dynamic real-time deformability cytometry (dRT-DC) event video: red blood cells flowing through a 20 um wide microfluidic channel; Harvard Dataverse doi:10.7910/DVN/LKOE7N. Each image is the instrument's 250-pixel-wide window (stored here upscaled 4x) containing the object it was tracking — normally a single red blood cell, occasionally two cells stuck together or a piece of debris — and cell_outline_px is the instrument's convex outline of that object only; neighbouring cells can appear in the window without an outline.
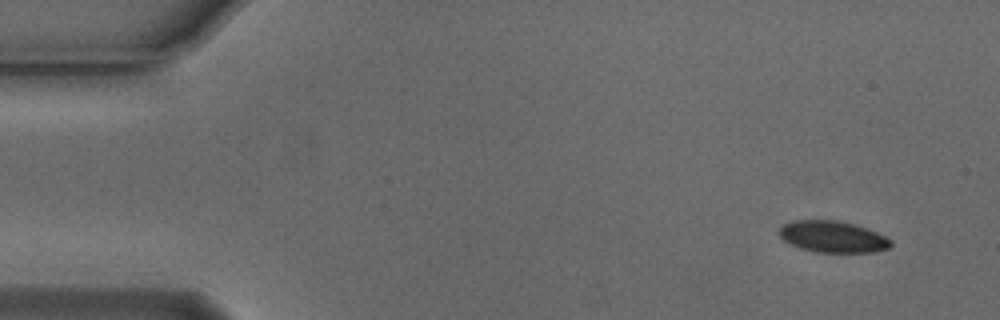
{"species": "Egyptian fruit bat (a non-hibernating species)", "species_latin": "Rousettus aegyptiacus", "temperature_condition": "cold", "stored_images_in_passage": 33, "camera_frame_rate_fps": 3000, "um_per_image_px": 0.085, "animal": {"sex": "male"}, "frame": {"image": 1, "passage_image": 1, "time_ms": 0.0, "image_size_px": [1000, 320], "cell_outline_px": [[892, 244], [888, 248], [872, 252], [816, 252], [800, 248], [788, 244], [780, 236], [780, 228], [784, 224], [792, 220], [840, 220], [856, 224], [876, 232], [892, 240]], "centroid_in_image_um": [70.77, 20.11], "position_along_channel_um": 14.2, "area_um2": 20.52}}
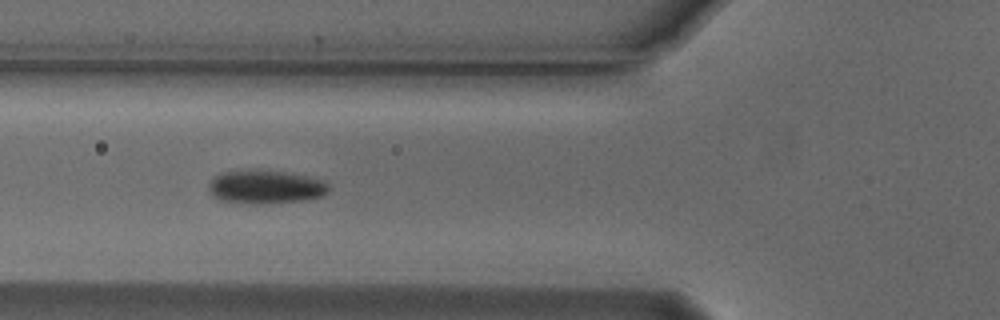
{"frame": {"image": 2, "passage_image": 17, "time_ms": 5.333, "image_size_px": [1000, 320], "cell_outline_px": [[328, 192], [324, 196], [304, 200], [256, 204], [220, 200], [212, 196], [208, 192], [208, 188], [212, 180], [216, 176], [224, 172], [280, 172], [304, 176], [324, 180], [328, 184]], "centroid_in_image_um": [22.59, 15.93], "position_along_channel_um": 103.2, "area_um2": 22.6}}
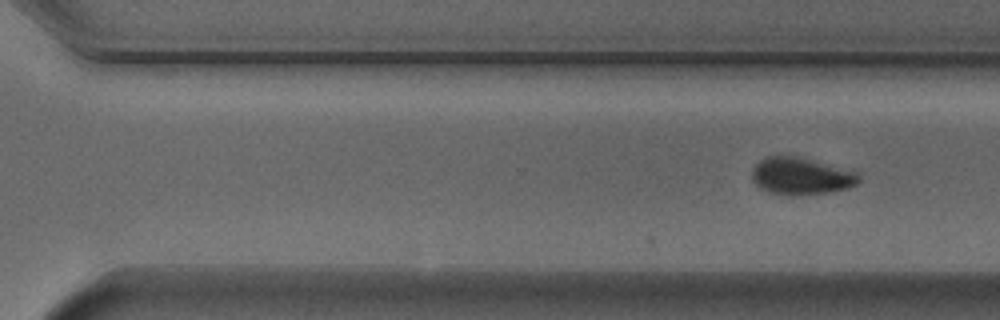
{"frame": {"image": 3, "passage_image": 33, "time_ms": 10.667, "image_size_px": [1000, 320], "cell_outline_px": [[860, 180], [856, 184], [848, 188], [828, 192], [768, 192], [760, 188], [752, 180], [752, 172], [756, 164], [760, 160], [768, 156], [796, 156], [812, 160], [856, 172], [860, 176]], "centroid_in_image_um": [68.08, 14.92], "position_along_channel_um": 302.5, "area_um2": 22.02}}